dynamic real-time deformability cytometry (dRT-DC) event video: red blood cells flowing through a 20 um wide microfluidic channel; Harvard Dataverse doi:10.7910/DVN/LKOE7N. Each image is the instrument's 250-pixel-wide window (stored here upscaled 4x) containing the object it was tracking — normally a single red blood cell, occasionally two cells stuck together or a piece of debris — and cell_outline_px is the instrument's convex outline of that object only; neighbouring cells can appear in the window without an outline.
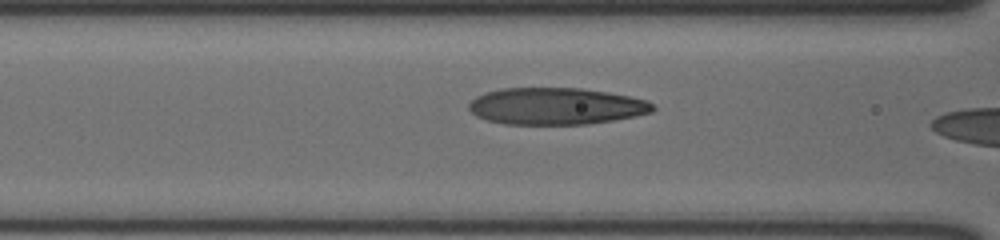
{"species": "human", "species_latin": "Homo sapiens", "temperature_condition": "cold", "stored_images_in_passage": 22, "camera_frame_rate_fps": 3000, "um_per_image_px": 0.085, "donor": {"sex": "male"}, "frame": {"image": 1, "passage_image": 16, "time_ms": 5.0, "image_size_px": [1000, 240], "cell_outline_px": [[656, 108], [652, 112], [636, 116], [588, 124], [504, 124], [488, 120], [476, 116], [468, 108], [468, 104], [476, 96], [484, 92], [504, 88], [580, 88], [608, 92], [628, 96], [644, 100], [652, 104]], "centroid_in_image_um": [47.23, 9.02], "position_along_channel_um": 119.4, "area_um2": 39.42}}
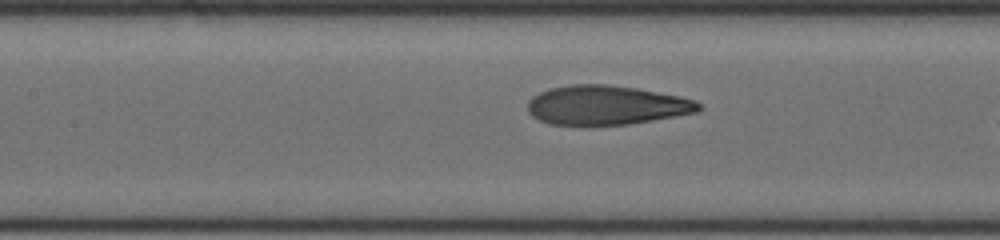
{"frame": {"image": 2, "passage_image": 19, "time_ms": 6.0, "image_size_px": [1000, 240], "cell_outline_px": [[700, 108], [696, 112], [652, 120], [628, 124], [548, 124], [532, 116], [528, 112], [528, 100], [532, 96], [548, 88], [572, 84], [608, 84], [636, 88], [680, 96], [696, 100], [700, 104]], "centroid_in_image_um": [51.51, 8.92], "position_along_channel_um": 155.9, "area_um2": 38.9}}